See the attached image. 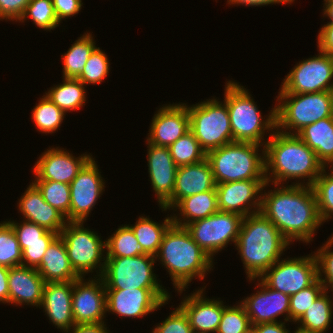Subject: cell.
Segmentation results:
<instances>
[{
	"label": "cell",
	"mask_w": 333,
	"mask_h": 333,
	"mask_svg": "<svg viewBox=\"0 0 333 333\" xmlns=\"http://www.w3.org/2000/svg\"><path fill=\"white\" fill-rule=\"evenodd\" d=\"M84 34L72 44L67 53L62 55L63 78H78L83 73L89 56L96 48L92 33Z\"/></svg>",
	"instance_id": "32"
},
{
	"label": "cell",
	"mask_w": 333,
	"mask_h": 333,
	"mask_svg": "<svg viewBox=\"0 0 333 333\" xmlns=\"http://www.w3.org/2000/svg\"><path fill=\"white\" fill-rule=\"evenodd\" d=\"M105 326L104 323L79 324L75 325L70 331L72 333H109Z\"/></svg>",
	"instance_id": "54"
},
{
	"label": "cell",
	"mask_w": 333,
	"mask_h": 333,
	"mask_svg": "<svg viewBox=\"0 0 333 333\" xmlns=\"http://www.w3.org/2000/svg\"><path fill=\"white\" fill-rule=\"evenodd\" d=\"M105 240V257H135L147 254L128 225L120 226Z\"/></svg>",
	"instance_id": "34"
},
{
	"label": "cell",
	"mask_w": 333,
	"mask_h": 333,
	"mask_svg": "<svg viewBox=\"0 0 333 333\" xmlns=\"http://www.w3.org/2000/svg\"><path fill=\"white\" fill-rule=\"evenodd\" d=\"M205 288L184 297L179 307L186 314L193 332L216 333L226 305L222 300L204 298Z\"/></svg>",
	"instance_id": "23"
},
{
	"label": "cell",
	"mask_w": 333,
	"mask_h": 333,
	"mask_svg": "<svg viewBox=\"0 0 333 333\" xmlns=\"http://www.w3.org/2000/svg\"><path fill=\"white\" fill-rule=\"evenodd\" d=\"M50 244L51 242L25 243V248L22 250V265L37 268Z\"/></svg>",
	"instance_id": "47"
},
{
	"label": "cell",
	"mask_w": 333,
	"mask_h": 333,
	"mask_svg": "<svg viewBox=\"0 0 333 333\" xmlns=\"http://www.w3.org/2000/svg\"><path fill=\"white\" fill-rule=\"evenodd\" d=\"M243 218L235 213L218 210L209 217L189 223L185 228L213 260L214 254L226 248L230 241L236 244Z\"/></svg>",
	"instance_id": "11"
},
{
	"label": "cell",
	"mask_w": 333,
	"mask_h": 333,
	"mask_svg": "<svg viewBox=\"0 0 333 333\" xmlns=\"http://www.w3.org/2000/svg\"><path fill=\"white\" fill-rule=\"evenodd\" d=\"M173 209L175 211L179 209V215L182 216L177 217L174 214L172 216L173 224L181 227L209 217L219 210L216 189L183 198Z\"/></svg>",
	"instance_id": "29"
},
{
	"label": "cell",
	"mask_w": 333,
	"mask_h": 333,
	"mask_svg": "<svg viewBox=\"0 0 333 333\" xmlns=\"http://www.w3.org/2000/svg\"><path fill=\"white\" fill-rule=\"evenodd\" d=\"M93 157L79 170L70 185L69 222H86L98 198L104 191L105 182Z\"/></svg>",
	"instance_id": "14"
},
{
	"label": "cell",
	"mask_w": 333,
	"mask_h": 333,
	"mask_svg": "<svg viewBox=\"0 0 333 333\" xmlns=\"http://www.w3.org/2000/svg\"><path fill=\"white\" fill-rule=\"evenodd\" d=\"M251 327L245 307L240 302L236 306L224 307L216 333H249Z\"/></svg>",
	"instance_id": "41"
},
{
	"label": "cell",
	"mask_w": 333,
	"mask_h": 333,
	"mask_svg": "<svg viewBox=\"0 0 333 333\" xmlns=\"http://www.w3.org/2000/svg\"><path fill=\"white\" fill-rule=\"evenodd\" d=\"M85 222H67L60 236L66 246L69 262L79 277L96 270L97 277L104 270L106 257L105 241L91 229L84 228ZM104 261V262H101ZM96 268H99V272ZM85 274V275H84Z\"/></svg>",
	"instance_id": "9"
},
{
	"label": "cell",
	"mask_w": 333,
	"mask_h": 333,
	"mask_svg": "<svg viewBox=\"0 0 333 333\" xmlns=\"http://www.w3.org/2000/svg\"><path fill=\"white\" fill-rule=\"evenodd\" d=\"M22 265V250L12 226L0 223V266L11 268Z\"/></svg>",
	"instance_id": "40"
},
{
	"label": "cell",
	"mask_w": 333,
	"mask_h": 333,
	"mask_svg": "<svg viewBox=\"0 0 333 333\" xmlns=\"http://www.w3.org/2000/svg\"><path fill=\"white\" fill-rule=\"evenodd\" d=\"M255 294L240 301L250 319L251 325L278 322L277 317L285 314L290 322V295L267 287L259 278Z\"/></svg>",
	"instance_id": "19"
},
{
	"label": "cell",
	"mask_w": 333,
	"mask_h": 333,
	"mask_svg": "<svg viewBox=\"0 0 333 333\" xmlns=\"http://www.w3.org/2000/svg\"><path fill=\"white\" fill-rule=\"evenodd\" d=\"M324 2L323 15L330 19L327 24H333V0H324Z\"/></svg>",
	"instance_id": "55"
},
{
	"label": "cell",
	"mask_w": 333,
	"mask_h": 333,
	"mask_svg": "<svg viewBox=\"0 0 333 333\" xmlns=\"http://www.w3.org/2000/svg\"><path fill=\"white\" fill-rule=\"evenodd\" d=\"M260 212L268 218L291 243L294 240L309 243L317 228L323 224L317 207V200L312 186L275 185L277 188L263 190ZM279 187V188H278Z\"/></svg>",
	"instance_id": "1"
},
{
	"label": "cell",
	"mask_w": 333,
	"mask_h": 333,
	"mask_svg": "<svg viewBox=\"0 0 333 333\" xmlns=\"http://www.w3.org/2000/svg\"><path fill=\"white\" fill-rule=\"evenodd\" d=\"M325 291L317 278L310 286L290 296V322L296 323Z\"/></svg>",
	"instance_id": "42"
},
{
	"label": "cell",
	"mask_w": 333,
	"mask_h": 333,
	"mask_svg": "<svg viewBox=\"0 0 333 333\" xmlns=\"http://www.w3.org/2000/svg\"><path fill=\"white\" fill-rule=\"evenodd\" d=\"M216 189L212 167L208 159L195 164L180 166L176 172L172 197L160 207L162 211L173 208L188 196Z\"/></svg>",
	"instance_id": "21"
},
{
	"label": "cell",
	"mask_w": 333,
	"mask_h": 333,
	"mask_svg": "<svg viewBox=\"0 0 333 333\" xmlns=\"http://www.w3.org/2000/svg\"><path fill=\"white\" fill-rule=\"evenodd\" d=\"M94 278L85 282L83 277H79L73 281L72 314L75 325L105 323V285L100 276Z\"/></svg>",
	"instance_id": "16"
},
{
	"label": "cell",
	"mask_w": 333,
	"mask_h": 333,
	"mask_svg": "<svg viewBox=\"0 0 333 333\" xmlns=\"http://www.w3.org/2000/svg\"><path fill=\"white\" fill-rule=\"evenodd\" d=\"M32 183L39 189L43 199L60 211L69 222L70 185L55 181H32Z\"/></svg>",
	"instance_id": "37"
},
{
	"label": "cell",
	"mask_w": 333,
	"mask_h": 333,
	"mask_svg": "<svg viewBox=\"0 0 333 333\" xmlns=\"http://www.w3.org/2000/svg\"><path fill=\"white\" fill-rule=\"evenodd\" d=\"M155 259H160L171 276L173 286L180 293L188 288L193 279L203 280L214 262L185 227L173 223L164 233Z\"/></svg>",
	"instance_id": "4"
},
{
	"label": "cell",
	"mask_w": 333,
	"mask_h": 333,
	"mask_svg": "<svg viewBox=\"0 0 333 333\" xmlns=\"http://www.w3.org/2000/svg\"><path fill=\"white\" fill-rule=\"evenodd\" d=\"M268 137L265 144L267 183L283 185L284 181L297 178L293 185L312 186L324 168L316 153L296 134H286L275 129ZM298 179L308 181L304 184Z\"/></svg>",
	"instance_id": "2"
},
{
	"label": "cell",
	"mask_w": 333,
	"mask_h": 333,
	"mask_svg": "<svg viewBox=\"0 0 333 333\" xmlns=\"http://www.w3.org/2000/svg\"><path fill=\"white\" fill-rule=\"evenodd\" d=\"M155 256L150 254L135 257H106L100 276L105 290L164 289L153 273Z\"/></svg>",
	"instance_id": "10"
},
{
	"label": "cell",
	"mask_w": 333,
	"mask_h": 333,
	"mask_svg": "<svg viewBox=\"0 0 333 333\" xmlns=\"http://www.w3.org/2000/svg\"><path fill=\"white\" fill-rule=\"evenodd\" d=\"M190 117V130L206 154L233 142L227 104L218 99L193 104H185Z\"/></svg>",
	"instance_id": "8"
},
{
	"label": "cell",
	"mask_w": 333,
	"mask_h": 333,
	"mask_svg": "<svg viewBox=\"0 0 333 333\" xmlns=\"http://www.w3.org/2000/svg\"><path fill=\"white\" fill-rule=\"evenodd\" d=\"M277 101L276 129L286 134H297L305 126L333 116V91L278 94Z\"/></svg>",
	"instance_id": "7"
},
{
	"label": "cell",
	"mask_w": 333,
	"mask_h": 333,
	"mask_svg": "<svg viewBox=\"0 0 333 333\" xmlns=\"http://www.w3.org/2000/svg\"><path fill=\"white\" fill-rule=\"evenodd\" d=\"M31 0H0V20L17 22Z\"/></svg>",
	"instance_id": "48"
},
{
	"label": "cell",
	"mask_w": 333,
	"mask_h": 333,
	"mask_svg": "<svg viewBox=\"0 0 333 333\" xmlns=\"http://www.w3.org/2000/svg\"><path fill=\"white\" fill-rule=\"evenodd\" d=\"M290 242L261 212L245 216L235 244L249 281L256 280L282 256Z\"/></svg>",
	"instance_id": "3"
},
{
	"label": "cell",
	"mask_w": 333,
	"mask_h": 333,
	"mask_svg": "<svg viewBox=\"0 0 333 333\" xmlns=\"http://www.w3.org/2000/svg\"><path fill=\"white\" fill-rule=\"evenodd\" d=\"M45 95L65 113L79 110L86 102L84 84L77 78H63L62 84L50 88Z\"/></svg>",
	"instance_id": "30"
},
{
	"label": "cell",
	"mask_w": 333,
	"mask_h": 333,
	"mask_svg": "<svg viewBox=\"0 0 333 333\" xmlns=\"http://www.w3.org/2000/svg\"><path fill=\"white\" fill-rule=\"evenodd\" d=\"M326 169V167L323 168L321 174L312 185L322 223L333 216V167L329 169V174Z\"/></svg>",
	"instance_id": "38"
},
{
	"label": "cell",
	"mask_w": 333,
	"mask_h": 333,
	"mask_svg": "<svg viewBox=\"0 0 333 333\" xmlns=\"http://www.w3.org/2000/svg\"><path fill=\"white\" fill-rule=\"evenodd\" d=\"M318 51V55L300 61L291 69L279 94L333 91V55Z\"/></svg>",
	"instance_id": "12"
},
{
	"label": "cell",
	"mask_w": 333,
	"mask_h": 333,
	"mask_svg": "<svg viewBox=\"0 0 333 333\" xmlns=\"http://www.w3.org/2000/svg\"><path fill=\"white\" fill-rule=\"evenodd\" d=\"M294 2V0H227V3L230 5H245V6H264L269 4H290Z\"/></svg>",
	"instance_id": "52"
},
{
	"label": "cell",
	"mask_w": 333,
	"mask_h": 333,
	"mask_svg": "<svg viewBox=\"0 0 333 333\" xmlns=\"http://www.w3.org/2000/svg\"><path fill=\"white\" fill-rule=\"evenodd\" d=\"M294 333H324V332H317V331H311L306 329L297 328Z\"/></svg>",
	"instance_id": "56"
},
{
	"label": "cell",
	"mask_w": 333,
	"mask_h": 333,
	"mask_svg": "<svg viewBox=\"0 0 333 333\" xmlns=\"http://www.w3.org/2000/svg\"><path fill=\"white\" fill-rule=\"evenodd\" d=\"M29 17L33 24L43 30L50 31L59 26L52 0H31L18 22H25Z\"/></svg>",
	"instance_id": "39"
},
{
	"label": "cell",
	"mask_w": 333,
	"mask_h": 333,
	"mask_svg": "<svg viewBox=\"0 0 333 333\" xmlns=\"http://www.w3.org/2000/svg\"><path fill=\"white\" fill-rule=\"evenodd\" d=\"M286 322L261 323L252 325L251 333H291L286 329Z\"/></svg>",
	"instance_id": "51"
},
{
	"label": "cell",
	"mask_w": 333,
	"mask_h": 333,
	"mask_svg": "<svg viewBox=\"0 0 333 333\" xmlns=\"http://www.w3.org/2000/svg\"><path fill=\"white\" fill-rule=\"evenodd\" d=\"M72 292L73 282H47L43 289L41 307L50 322L66 333L75 326L72 314Z\"/></svg>",
	"instance_id": "24"
},
{
	"label": "cell",
	"mask_w": 333,
	"mask_h": 333,
	"mask_svg": "<svg viewBox=\"0 0 333 333\" xmlns=\"http://www.w3.org/2000/svg\"><path fill=\"white\" fill-rule=\"evenodd\" d=\"M317 278L314 254L278 260L259 277L267 287L290 296L310 286Z\"/></svg>",
	"instance_id": "13"
},
{
	"label": "cell",
	"mask_w": 333,
	"mask_h": 333,
	"mask_svg": "<svg viewBox=\"0 0 333 333\" xmlns=\"http://www.w3.org/2000/svg\"><path fill=\"white\" fill-rule=\"evenodd\" d=\"M169 299L166 288L106 290V311L124 318H140L158 310Z\"/></svg>",
	"instance_id": "15"
},
{
	"label": "cell",
	"mask_w": 333,
	"mask_h": 333,
	"mask_svg": "<svg viewBox=\"0 0 333 333\" xmlns=\"http://www.w3.org/2000/svg\"><path fill=\"white\" fill-rule=\"evenodd\" d=\"M32 119L41 133H55L62 124L65 112L46 95L38 101L32 110Z\"/></svg>",
	"instance_id": "36"
},
{
	"label": "cell",
	"mask_w": 333,
	"mask_h": 333,
	"mask_svg": "<svg viewBox=\"0 0 333 333\" xmlns=\"http://www.w3.org/2000/svg\"><path fill=\"white\" fill-rule=\"evenodd\" d=\"M329 291H324L316 301L309 307L304 315L296 322L297 328L326 332L332 323L333 302L328 294Z\"/></svg>",
	"instance_id": "33"
},
{
	"label": "cell",
	"mask_w": 333,
	"mask_h": 333,
	"mask_svg": "<svg viewBox=\"0 0 333 333\" xmlns=\"http://www.w3.org/2000/svg\"><path fill=\"white\" fill-rule=\"evenodd\" d=\"M192 328L184 311L177 306L171 314L157 324L152 333H192Z\"/></svg>",
	"instance_id": "46"
},
{
	"label": "cell",
	"mask_w": 333,
	"mask_h": 333,
	"mask_svg": "<svg viewBox=\"0 0 333 333\" xmlns=\"http://www.w3.org/2000/svg\"><path fill=\"white\" fill-rule=\"evenodd\" d=\"M266 182L243 180L216 184L218 209L242 217L260 212L261 193Z\"/></svg>",
	"instance_id": "17"
},
{
	"label": "cell",
	"mask_w": 333,
	"mask_h": 333,
	"mask_svg": "<svg viewBox=\"0 0 333 333\" xmlns=\"http://www.w3.org/2000/svg\"><path fill=\"white\" fill-rule=\"evenodd\" d=\"M45 280L36 268L23 265L9 268V304L41 306Z\"/></svg>",
	"instance_id": "26"
},
{
	"label": "cell",
	"mask_w": 333,
	"mask_h": 333,
	"mask_svg": "<svg viewBox=\"0 0 333 333\" xmlns=\"http://www.w3.org/2000/svg\"><path fill=\"white\" fill-rule=\"evenodd\" d=\"M36 270L46 283L73 282L79 278L70 265L66 246L60 235L51 242Z\"/></svg>",
	"instance_id": "27"
},
{
	"label": "cell",
	"mask_w": 333,
	"mask_h": 333,
	"mask_svg": "<svg viewBox=\"0 0 333 333\" xmlns=\"http://www.w3.org/2000/svg\"><path fill=\"white\" fill-rule=\"evenodd\" d=\"M296 135L316 153L324 167H333V116L305 126Z\"/></svg>",
	"instance_id": "28"
},
{
	"label": "cell",
	"mask_w": 333,
	"mask_h": 333,
	"mask_svg": "<svg viewBox=\"0 0 333 333\" xmlns=\"http://www.w3.org/2000/svg\"><path fill=\"white\" fill-rule=\"evenodd\" d=\"M148 172L151 185L162 207L173 195L178 166L168 147L156 146L147 141Z\"/></svg>",
	"instance_id": "22"
},
{
	"label": "cell",
	"mask_w": 333,
	"mask_h": 333,
	"mask_svg": "<svg viewBox=\"0 0 333 333\" xmlns=\"http://www.w3.org/2000/svg\"><path fill=\"white\" fill-rule=\"evenodd\" d=\"M172 223V215L166 217L162 224L152 221L147 216H141L135 225L128 226L132 229L143 250L147 254L155 256L158 253L164 233Z\"/></svg>",
	"instance_id": "31"
},
{
	"label": "cell",
	"mask_w": 333,
	"mask_h": 333,
	"mask_svg": "<svg viewBox=\"0 0 333 333\" xmlns=\"http://www.w3.org/2000/svg\"><path fill=\"white\" fill-rule=\"evenodd\" d=\"M263 149L260 154L259 147ZM259 153V154H258ZM216 184L243 180H266L265 146L231 142L207 153Z\"/></svg>",
	"instance_id": "5"
},
{
	"label": "cell",
	"mask_w": 333,
	"mask_h": 333,
	"mask_svg": "<svg viewBox=\"0 0 333 333\" xmlns=\"http://www.w3.org/2000/svg\"><path fill=\"white\" fill-rule=\"evenodd\" d=\"M251 96L241 84L232 80L226 82L223 102L227 104L233 142H249L265 146V131L268 133L276 129L275 106L267 118L262 120L261 112Z\"/></svg>",
	"instance_id": "6"
},
{
	"label": "cell",
	"mask_w": 333,
	"mask_h": 333,
	"mask_svg": "<svg viewBox=\"0 0 333 333\" xmlns=\"http://www.w3.org/2000/svg\"><path fill=\"white\" fill-rule=\"evenodd\" d=\"M52 4L59 23L63 19L78 14L83 5L82 0H52Z\"/></svg>",
	"instance_id": "49"
},
{
	"label": "cell",
	"mask_w": 333,
	"mask_h": 333,
	"mask_svg": "<svg viewBox=\"0 0 333 333\" xmlns=\"http://www.w3.org/2000/svg\"><path fill=\"white\" fill-rule=\"evenodd\" d=\"M9 268L0 266V302L9 303V288H8Z\"/></svg>",
	"instance_id": "53"
},
{
	"label": "cell",
	"mask_w": 333,
	"mask_h": 333,
	"mask_svg": "<svg viewBox=\"0 0 333 333\" xmlns=\"http://www.w3.org/2000/svg\"><path fill=\"white\" fill-rule=\"evenodd\" d=\"M18 209L23 214L24 220L36 223L59 235L67 222L60 211L43 199L41 192L32 182L20 198Z\"/></svg>",
	"instance_id": "25"
},
{
	"label": "cell",
	"mask_w": 333,
	"mask_h": 333,
	"mask_svg": "<svg viewBox=\"0 0 333 333\" xmlns=\"http://www.w3.org/2000/svg\"><path fill=\"white\" fill-rule=\"evenodd\" d=\"M317 39L318 50L333 55V24H324Z\"/></svg>",
	"instance_id": "50"
},
{
	"label": "cell",
	"mask_w": 333,
	"mask_h": 333,
	"mask_svg": "<svg viewBox=\"0 0 333 333\" xmlns=\"http://www.w3.org/2000/svg\"><path fill=\"white\" fill-rule=\"evenodd\" d=\"M7 222L12 226L21 250L25 248V243L52 242L59 235L26 220H23L21 224L11 220Z\"/></svg>",
	"instance_id": "44"
},
{
	"label": "cell",
	"mask_w": 333,
	"mask_h": 333,
	"mask_svg": "<svg viewBox=\"0 0 333 333\" xmlns=\"http://www.w3.org/2000/svg\"><path fill=\"white\" fill-rule=\"evenodd\" d=\"M331 235L328 241L323 244L316 253H313L317 260L318 279L325 288V291L331 289L333 292V251L331 252V248L333 247V234Z\"/></svg>",
	"instance_id": "45"
},
{
	"label": "cell",
	"mask_w": 333,
	"mask_h": 333,
	"mask_svg": "<svg viewBox=\"0 0 333 333\" xmlns=\"http://www.w3.org/2000/svg\"><path fill=\"white\" fill-rule=\"evenodd\" d=\"M105 52L96 47L87 60L83 73L77 78L85 86L100 84L108 76L110 66Z\"/></svg>",
	"instance_id": "43"
},
{
	"label": "cell",
	"mask_w": 333,
	"mask_h": 333,
	"mask_svg": "<svg viewBox=\"0 0 333 333\" xmlns=\"http://www.w3.org/2000/svg\"><path fill=\"white\" fill-rule=\"evenodd\" d=\"M168 148L173 161L178 167L199 163L207 157L206 152L201 148L191 130Z\"/></svg>",
	"instance_id": "35"
},
{
	"label": "cell",
	"mask_w": 333,
	"mask_h": 333,
	"mask_svg": "<svg viewBox=\"0 0 333 333\" xmlns=\"http://www.w3.org/2000/svg\"><path fill=\"white\" fill-rule=\"evenodd\" d=\"M50 148L39 156L33 171L34 181H55L70 184L79 170L92 157L90 154L75 156L63 148Z\"/></svg>",
	"instance_id": "18"
},
{
	"label": "cell",
	"mask_w": 333,
	"mask_h": 333,
	"mask_svg": "<svg viewBox=\"0 0 333 333\" xmlns=\"http://www.w3.org/2000/svg\"><path fill=\"white\" fill-rule=\"evenodd\" d=\"M146 141L169 147L190 130V117L185 103L168 104L157 110L152 118Z\"/></svg>",
	"instance_id": "20"
}]
</instances>
